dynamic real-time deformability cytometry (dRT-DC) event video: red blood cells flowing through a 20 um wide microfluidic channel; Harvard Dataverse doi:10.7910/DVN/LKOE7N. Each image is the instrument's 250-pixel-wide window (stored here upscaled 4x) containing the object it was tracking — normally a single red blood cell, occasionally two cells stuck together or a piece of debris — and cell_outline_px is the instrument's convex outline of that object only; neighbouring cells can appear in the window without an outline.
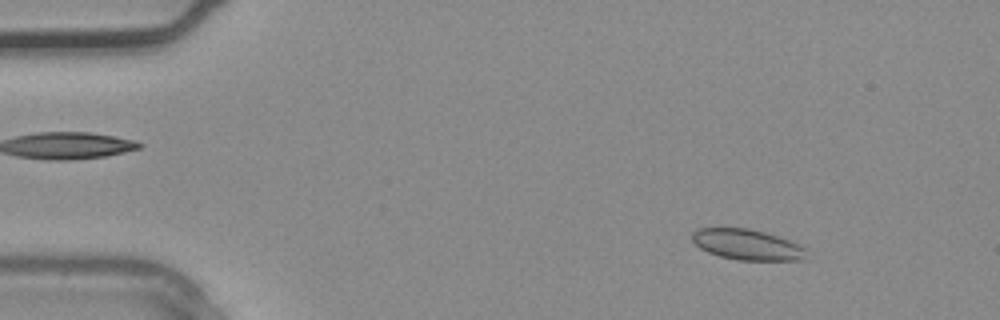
{"species": "common noctule bat (a hibernating species)", "species_latin": "Nyctalus noctula", "temperature_condition": "warm", "stored_images_in_passage": 3, "camera_frame_rate_fps": 3000, "um_per_image_px": 0.085, "animal": {"sex": "male", "body_mass_g": 20.4}, "frame": {"image": 1, "passage_image": 1, "time_ms": 0.0, "image_size_px": [1000, 320], "cell_outline_px": [[808, 248], [804, 260], [736, 260], [720, 256], [708, 252], [700, 248], [692, 240], [692, 232], [696, 228], [748, 228], [764, 232], [788, 240]], "centroid_in_image_um": [63.51, 20.79], "position_along_channel_um": 21.5, "area_um2": 20.4}}
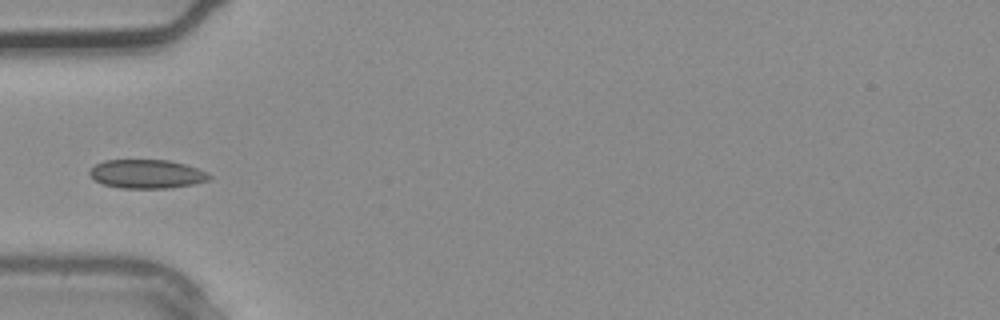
{"frame": {"image": 2, "passage_image": 3, "time_ms": 0.667, "image_size_px": [1000, 320], "cell_outline_px": [[212, 176], [208, 180], [192, 184], [168, 188], [120, 188], [104, 184], [96, 180], [88, 172], [96, 164], [104, 160], [168, 160], [184, 164], [196, 168]], "centroid_in_image_um": [12.46, 14.78], "position_along_channel_um": 72.5, "area_um2": 19.77}}